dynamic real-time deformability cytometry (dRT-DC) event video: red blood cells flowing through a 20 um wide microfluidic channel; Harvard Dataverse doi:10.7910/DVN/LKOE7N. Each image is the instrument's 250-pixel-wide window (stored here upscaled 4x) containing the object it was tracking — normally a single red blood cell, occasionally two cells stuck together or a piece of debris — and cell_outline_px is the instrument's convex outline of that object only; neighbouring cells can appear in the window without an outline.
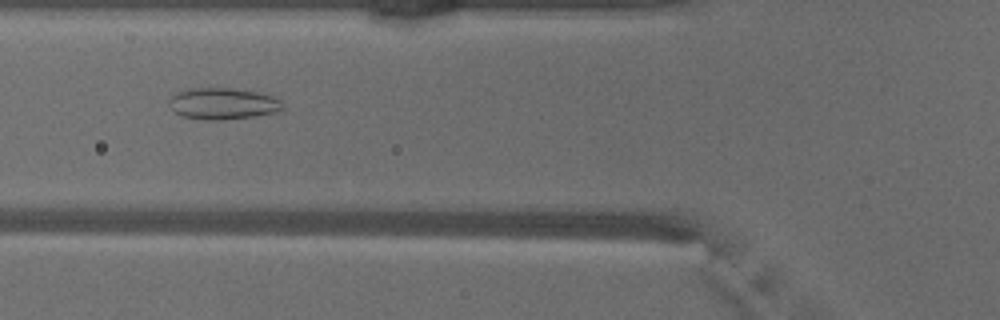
{"species": "common noctule bat (a hibernating species)", "species_latin": "Nyctalus noctula", "temperature_condition": "warm", "stored_images_in_passage": 45, "camera_frame_rate_fps": 3000, "um_per_image_px": 0.085, "animal": {"sex": "male", "body_mass_g": 18.8}, "frame": {"image": 1, "passage_image": 17, "time_ms": 5.333, "image_size_px": [1000, 320], "cell_outline_px": [[284, 108], [276, 112], [252, 116], [224, 120], [212, 120], [184, 116], [172, 112], [168, 104], [168, 100], [176, 92], [188, 88], [232, 88], [260, 92], [272, 96], [280, 100], [284, 104]], "centroid_in_image_um": [18.92, 8.79], "position_along_channel_um": 106.9, "area_um2": 20.98}}
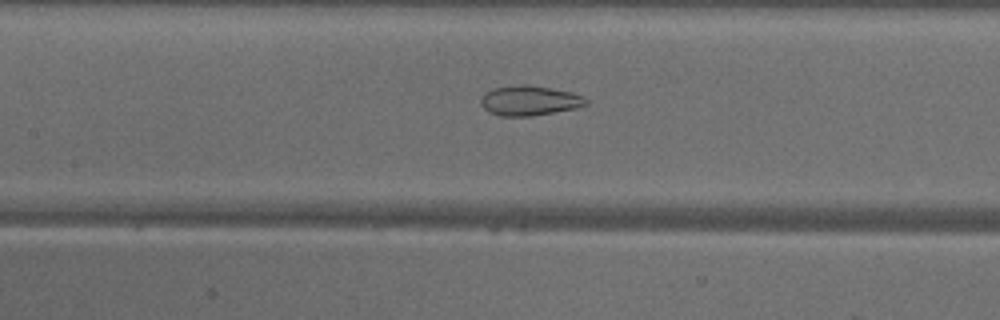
{"frame": {"image": 2, "passage_image": 21, "time_ms": 6.667, "image_size_px": [1000, 320], "cell_outline_px": [[588, 104], [576, 108], [532, 116], [500, 116], [488, 112], [480, 104], [480, 100], [484, 92], [492, 88], [548, 88], [572, 92], [584, 96], [588, 100]], "centroid_in_image_um": [45.02, 8.61], "position_along_channel_um": 162.4, "area_um2": 17.57}}
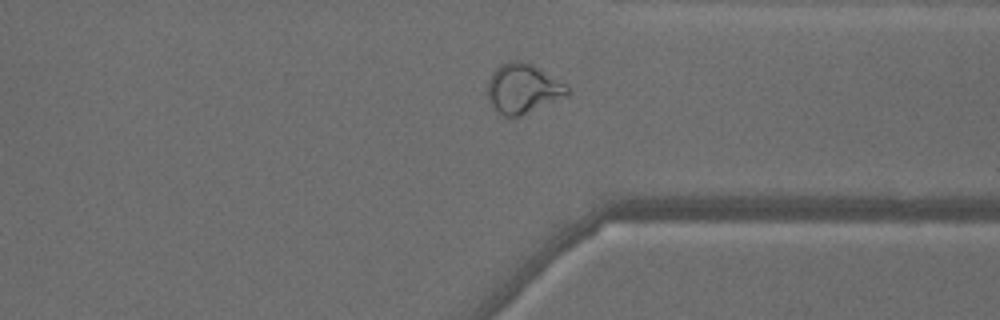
{"frame": {"image": 3, "passage_image": 36, "time_ms": 11.667, "image_size_px": [1000, 320], "cell_outline_px": [[568, 96], [520, 116], [504, 116], [492, 104], [488, 96], [488, 80], [492, 72], [500, 64], [516, 60], [520, 60], [532, 64], [564, 84], [568, 88]], "centroid_in_image_um": [44.44, 7.52], "position_along_channel_um": 367.0, "area_um2": 22.6}, "authors_computed_cell_mechanics": {"area_um2": 23.3512, "velocity_mm_per_s": 4.1297, "shape_relaxation_time_tau1_ms": null, "shape_relaxation_time_tau2_ms": 1.321, "deformation_change_tau1": null, "deformation_change_tau2": 0.0723}}